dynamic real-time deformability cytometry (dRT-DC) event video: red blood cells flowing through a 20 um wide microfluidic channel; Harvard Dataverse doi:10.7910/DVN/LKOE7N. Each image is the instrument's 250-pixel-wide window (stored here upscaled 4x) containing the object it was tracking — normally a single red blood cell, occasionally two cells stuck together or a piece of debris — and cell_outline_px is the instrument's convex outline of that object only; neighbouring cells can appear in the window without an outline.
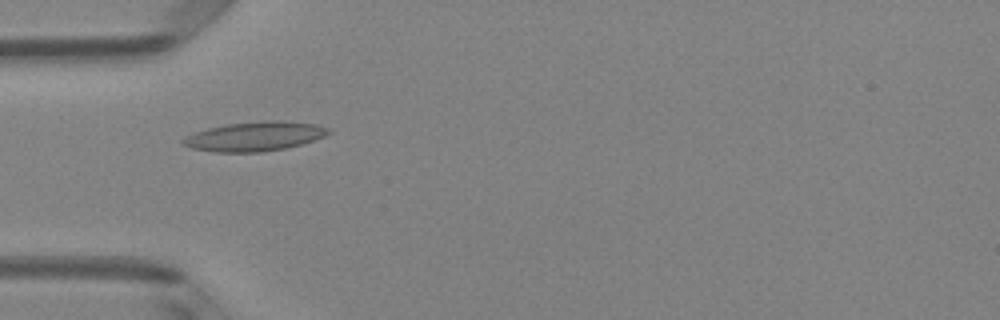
{"species": "Egyptian fruit bat (a non-hibernating species)", "species_latin": "Rousettus aegyptiacus", "temperature_condition": "room temperature", "stored_images_in_passage": 6, "camera_frame_rate_fps": 3000, "um_per_image_px": 0.085, "animal": {"sex": "female"}, "frame": {"image": 1, "passage_image": 4, "time_ms": 1.0, "image_size_px": [1000, 320], "cell_outline_px": [[332, 132], [324, 136], [300, 144], [284, 148], [264, 152], [216, 152], [192, 148], [180, 144], [180, 140], [184, 136], [208, 128], [228, 124], [264, 120], [280, 120], [316, 124], [328, 128]], "centroid_in_image_um": [21.61, 11.59], "position_along_channel_um": 63.4, "area_um2": 24.85}}
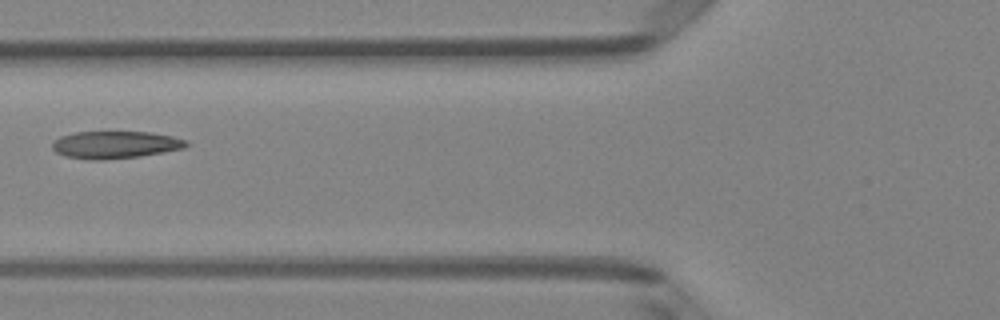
{"frame": {"image": 2, "passage_image": 5, "time_ms": 1.333, "image_size_px": [1000, 320], "cell_outline_px": [[188, 144], [184, 148], [140, 156], [104, 160], [92, 160], [64, 156], [56, 152], [52, 148], [52, 144], [60, 136], [76, 132], [152, 132], [172, 136], [188, 140]], "centroid_in_image_um": [9.8, 12.3], "position_along_channel_um": 116.0, "area_um2": 21.33}}
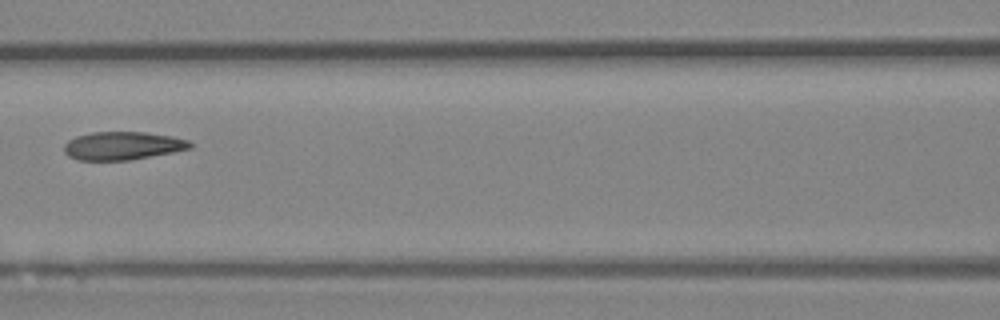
{"frame": {"image": 3, "passage_image": 6, "time_ms": 1.667, "image_size_px": [1000, 320], "cell_outline_px": [[192, 148], [172, 152], [128, 160], [76, 160], [68, 156], [64, 152], [64, 144], [68, 140], [76, 136], [92, 132], [144, 132], [172, 136], [188, 140], [192, 144]], "centroid_in_image_um": [10.39, 12.38], "position_along_channel_um": 156.2, "area_um2": 20.63}}